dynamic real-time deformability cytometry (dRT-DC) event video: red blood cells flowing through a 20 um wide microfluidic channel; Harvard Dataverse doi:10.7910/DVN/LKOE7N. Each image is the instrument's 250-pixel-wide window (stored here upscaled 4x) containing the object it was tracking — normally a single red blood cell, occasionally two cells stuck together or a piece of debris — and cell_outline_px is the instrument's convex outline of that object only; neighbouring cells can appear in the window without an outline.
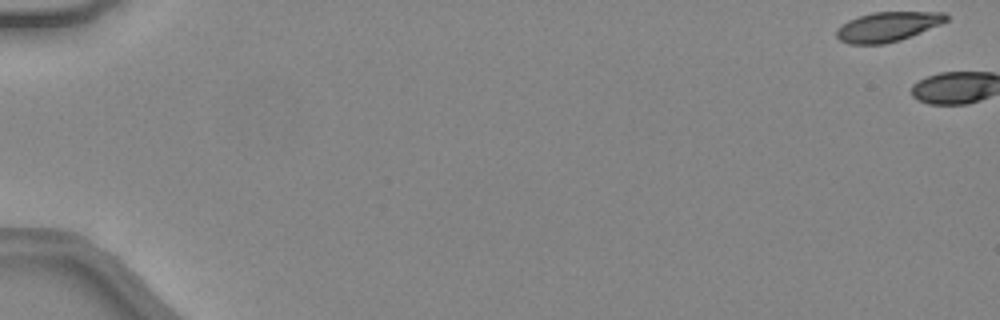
{"species": "common noctule bat (a hibernating species)", "species_latin": "Nyctalus noctula", "temperature_condition": "warm", "stored_images_in_passage": 3, "camera_frame_rate_fps": 3000, "um_per_image_px": 0.085, "animal": {"sex": "female", "body_mass_g": 24.6, "forearm_length_mm": 56.2}, "frame": {"image": 1, "passage_image": 1, "time_ms": 0.0, "image_size_px": [1000, 320], "cell_outline_px": [[948, 20], [940, 24], [900, 40], [884, 44], [848, 44], [840, 40], [836, 36], [836, 28], [848, 20], [872, 12], [944, 12], [948, 16]], "centroid_in_image_um": [75.41, 2.27], "position_along_channel_um": 9.6, "area_um2": 18.84}}